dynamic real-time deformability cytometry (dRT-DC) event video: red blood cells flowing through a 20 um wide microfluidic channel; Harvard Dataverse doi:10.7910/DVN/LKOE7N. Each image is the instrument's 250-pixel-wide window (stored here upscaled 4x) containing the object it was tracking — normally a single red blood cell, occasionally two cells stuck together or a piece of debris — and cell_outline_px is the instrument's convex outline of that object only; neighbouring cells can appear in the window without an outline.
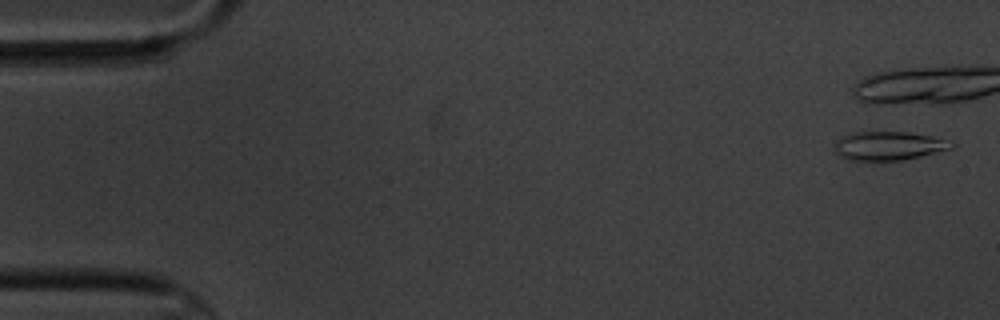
{"species": "common noctule bat (a hibernating species)", "species_latin": "Nyctalus noctula", "temperature_condition": "cold", "stored_images_in_passage": 7, "camera_frame_rate_fps": 3000, "um_per_image_px": 0.085, "animal": {"sex": "male", "body_mass_g": 20.1, "forearm_length_mm": 53.5}, "frame": {"image": 1, "passage_image": 1, "time_ms": 0.0, "image_size_px": [1000, 320], "cell_outline_px": [[956, 144], [952, 148], [904, 160], [844, 160], [836, 156], [832, 148], [836, 140], [848, 132], [908, 132], [932, 136]], "centroid_in_image_um": [75.41, 12.4], "position_along_channel_um": 9.6, "area_um2": 19.83}}